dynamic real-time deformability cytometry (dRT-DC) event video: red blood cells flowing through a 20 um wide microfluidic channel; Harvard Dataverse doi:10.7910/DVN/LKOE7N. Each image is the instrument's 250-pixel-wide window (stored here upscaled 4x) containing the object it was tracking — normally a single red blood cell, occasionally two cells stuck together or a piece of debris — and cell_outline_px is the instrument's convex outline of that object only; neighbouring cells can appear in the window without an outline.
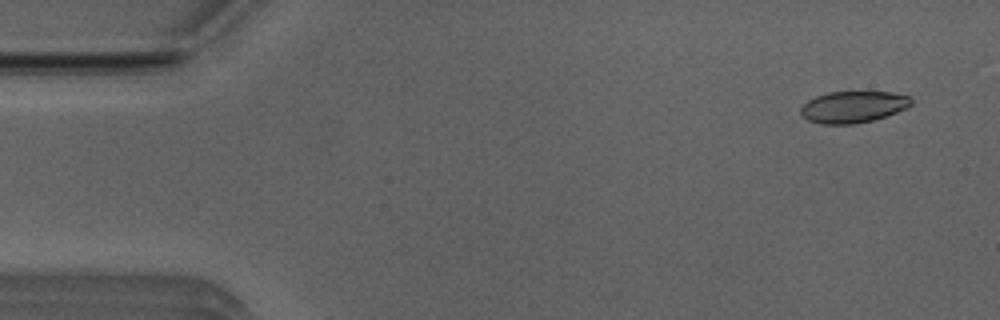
{"species": "Egyptian fruit bat (a non-hibernating species)", "species_latin": "Rousettus aegyptiacus", "temperature_condition": "room temperature", "stored_images_in_passage": 4, "camera_frame_rate_fps": 3000, "um_per_image_px": 0.085, "animal": {"sex": "male"}, "frame": {"image": 1, "passage_image": 3, "time_ms": 0.667, "image_size_px": [1000, 320], "cell_outline_px": [[912, 104], [896, 112], [872, 120], [856, 124], [820, 124], [808, 120], [800, 112], [800, 108], [808, 100], [816, 96], [828, 92], [892, 92], [908, 96], [912, 100]], "centroid_in_image_um": [72.49, 9.08], "position_along_channel_um": 12.5, "area_um2": 20.17}}